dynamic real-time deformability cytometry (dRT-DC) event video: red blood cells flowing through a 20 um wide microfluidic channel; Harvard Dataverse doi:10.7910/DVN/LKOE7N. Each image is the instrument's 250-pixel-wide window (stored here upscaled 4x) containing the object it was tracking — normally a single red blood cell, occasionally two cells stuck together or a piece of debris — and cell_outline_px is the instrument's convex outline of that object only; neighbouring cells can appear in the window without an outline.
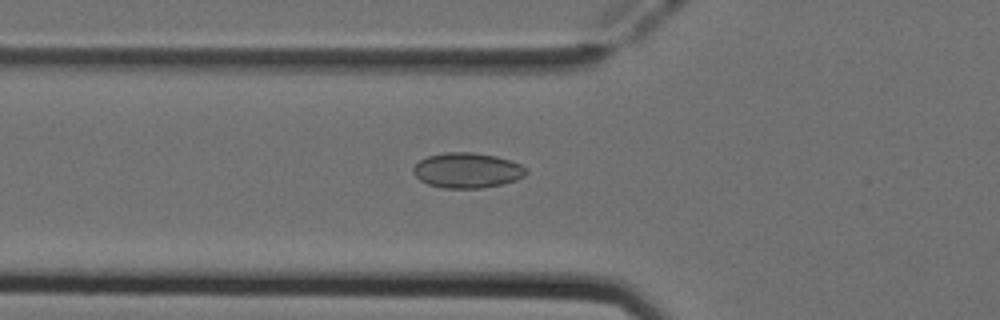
{"species": "Egyptian fruit bat (a non-hibernating species)", "species_latin": "Rousettus aegyptiacus", "temperature_condition": "cold", "stored_images_in_passage": 35, "camera_frame_rate_fps": 3000, "um_per_image_px": 0.085, "animal": {"sex": "female"}, "frame": {"image": 1, "passage_image": 5, "time_ms": 1.333, "image_size_px": [1000, 320], "cell_outline_px": [[528, 172], [524, 176], [516, 180], [500, 184], [480, 188], [444, 188], [428, 184], [420, 180], [412, 172], [412, 168], [420, 160], [428, 156], [444, 152], [472, 152], [496, 156], [520, 164], [528, 168]], "centroid_in_image_um": [39.71, 14.47], "position_along_channel_um": 86.1, "area_um2": 23.12}}
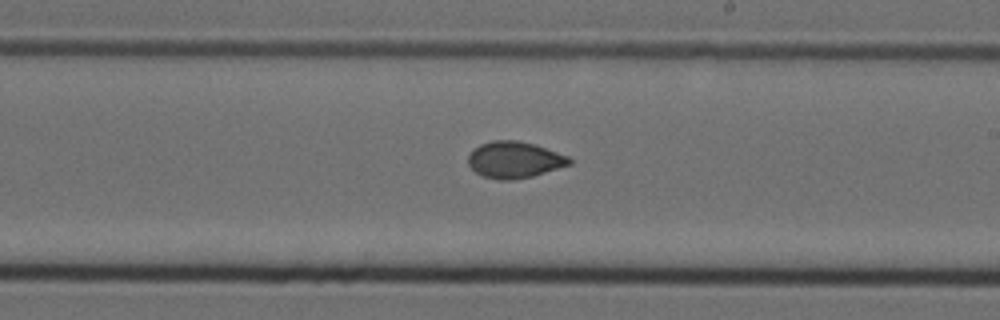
{"frame": {"image": 2, "passage_image": 17, "time_ms": 5.333, "image_size_px": [1000, 320], "cell_outline_px": [[572, 164], [532, 176], [516, 180], [496, 180], [484, 176], [476, 172], [468, 164], [468, 156], [472, 148], [480, 144], [492, 140], [516, 140], [536, 144], [568, 156], [572, 160]], "centroid_in_image_um": [43.72, 13.58], "position_along_channel_um": 245.3, "area_um2": 21.73}}
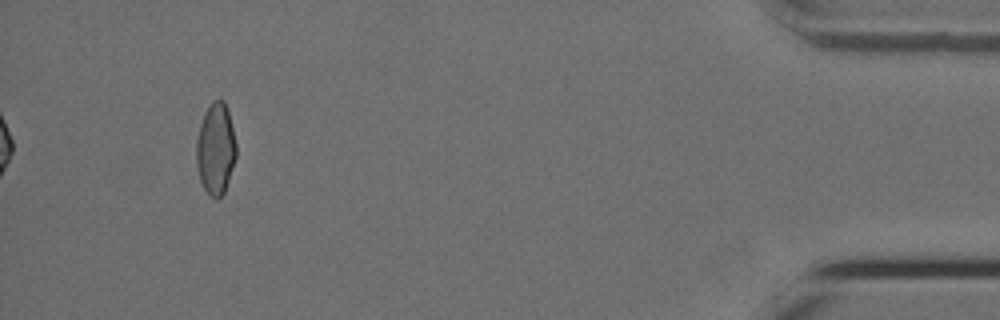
{"frame": {"image": 3, "passage_image": 35, "time_ms": 11.333, "image_size_px": [1000, 320], "cell_outline_px": [[236, 156], [224, 192], [216, 200], [204, 188], [200, 180], [196, 164], [196, 140], [200, 124], [204, 112], [212, 100], [224, 100], [228, 112], [236, 144]], "centroid_in_image_um": [18.31, 12.63], "position_along_channel_um": 416.9, "area_um2": 21.04}, "authors_computed_cell_mechanics": {"area_um2": 21.2126, "velocity_mm_per_s": 3.9585, "shape_relaxation_time_tau1_ms": null, "shape_relaxation_time_tau2_ms": 1.3558, "deformation_change_tau1": null, "deformation_change_tau2": 0.0393}}